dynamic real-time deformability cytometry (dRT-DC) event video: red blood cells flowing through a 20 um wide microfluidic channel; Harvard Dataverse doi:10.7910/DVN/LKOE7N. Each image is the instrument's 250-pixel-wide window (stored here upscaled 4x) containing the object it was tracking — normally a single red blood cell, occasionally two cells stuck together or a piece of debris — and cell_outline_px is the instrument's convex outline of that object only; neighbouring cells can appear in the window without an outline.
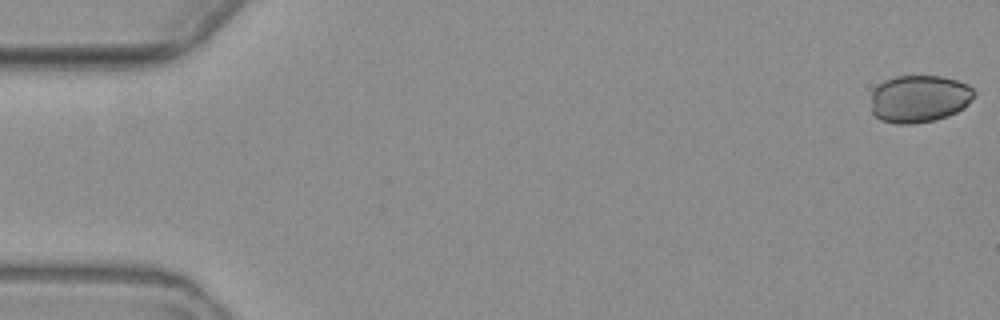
{"species": "common noctule bat (a hibernating species)", "species_latin": "Nyctalus noctula", "temperature_condition": "warm", "stored_images_in_passage": 8, "camera_frame_rate_fps": 3000, "um_per_image_px": 0.085, "animal": {"sex": "female", "body_mass_g": 19.3, "forearm_length_mm": 54.1}, "frame": {"image": 1, "passage_image": 1, "time_ms": 0.0, "image_size_px": [1000, 320], "cell_outline_px": [[976, 92], [968, 104], [964, 108], [948, 116], [936, 120], [912, 124], [896, 124], [880, 120], [872, 112], [872, 92], [876, 84], [884, 80], [896, 76], [944, 76], [968, 84]], "centroid_in_image_um": [78.13, 8.39], "position_along_channel_um": 6.9, "area_um2": 28.84}}
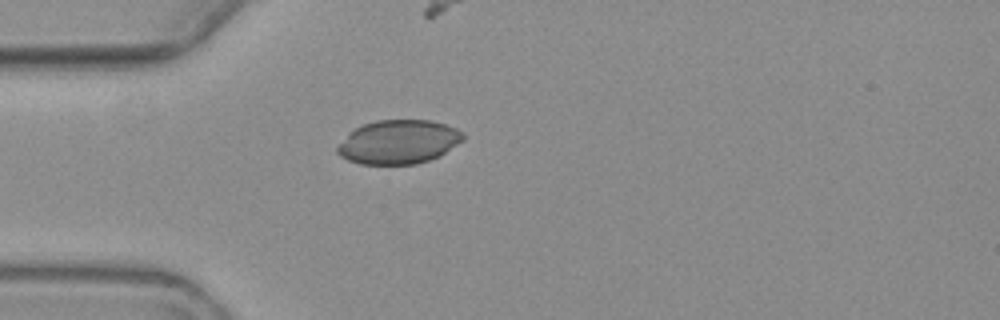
{"frame": {"image": 2, "passage_image": 4, "time_ms": 5.333, "image_size_px": [1000, 320], "cell_outline_px": [[464, 140], [440, 156], [416, 164], [360, 164], [348, 160], [340, 156], [336, 152], [336, 148], [348, 132], [364, 124], [376, 120], [432, 120], [456, 128], [464, 136]], "centroid_in_image_um": [33.86, 12.07], "position_along_channel_um": 51.1, "area_um2": 32.19}}